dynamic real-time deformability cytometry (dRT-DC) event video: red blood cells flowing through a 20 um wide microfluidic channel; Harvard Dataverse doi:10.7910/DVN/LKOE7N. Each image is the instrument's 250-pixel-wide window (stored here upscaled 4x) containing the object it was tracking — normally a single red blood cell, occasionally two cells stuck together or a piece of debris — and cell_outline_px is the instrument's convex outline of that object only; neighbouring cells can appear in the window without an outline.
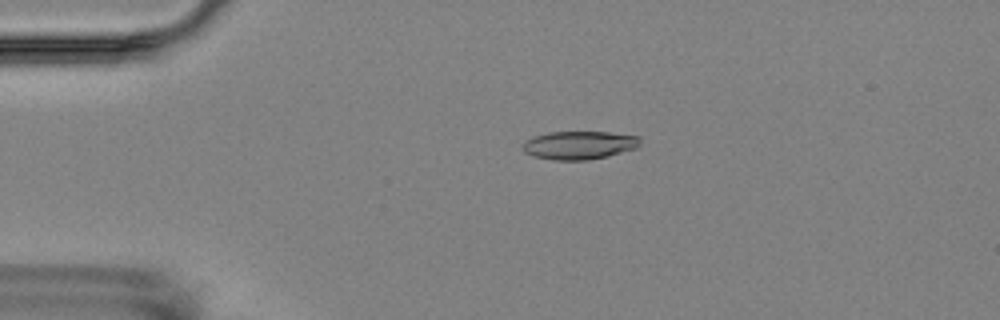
{"species": "Egyptian fruit bat (a non-hibernating species)", "species_latin": "Rousettus aegyptiacus", "temperature_condition": "room temperature", "stored_images_in_passage": 2, "camera_frame_rate_fps": 3000, "um_per_image_px": 0.085, "animal": {"sex": "female"}, "frame": {"image": 1, "passage_image": 1, "time_ms": 0.0, "image_size_px": [1000, 320], "cell_outline_px": [[640, 144], [636, 148], [608, 156], [588, 160], [552, 160], [532, 156], [524, 152], [520, 148], [524, 140], [532, 136], [548, 132], [608, 132], [640, 136]], "centroid_in_image_um": [49.17, 12.34], "position_along_channel_um": 35.8, "area_um2": 19.65}}